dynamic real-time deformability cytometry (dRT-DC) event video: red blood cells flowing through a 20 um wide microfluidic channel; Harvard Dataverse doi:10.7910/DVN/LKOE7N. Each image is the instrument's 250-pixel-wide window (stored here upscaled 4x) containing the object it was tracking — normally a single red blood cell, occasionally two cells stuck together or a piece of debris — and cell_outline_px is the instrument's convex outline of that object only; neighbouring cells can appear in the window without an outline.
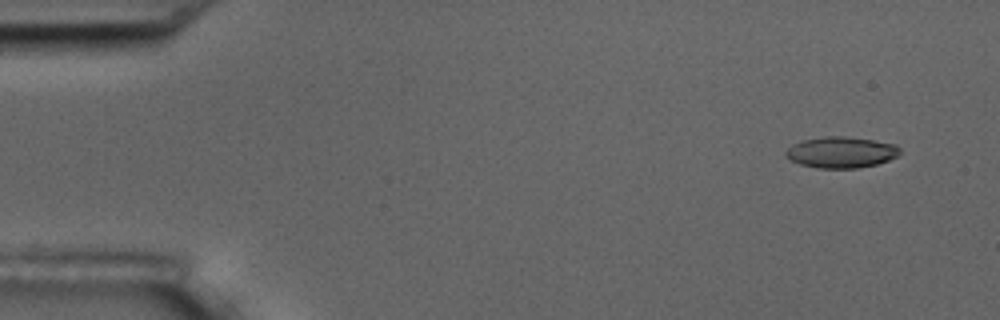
{"species": "common noctule bat (a hibernating species)", "species_latin": "Nyctalus noctula", "temperature_condition": "room temperature", "stored_images_in_passage": 9, "camera_frame_rate_fps": 3000, "um_per_image_px": 0.085, "animal": {"sex": "male", "body_mass_g": 17.5, "forearm_length_mm": 52.3}, "frame": {"image": 1, "passage_image": 1, "time_ms": 0.0, "image_size_px": [1000, 320], "cell_outline_px": [[900, 156], [876, 164], [856, 168], [816, 168], [800, 164], [784, 156], [784, 152], [792, 144], [804, 140], [824, 136], [844, 136], [872, 140], [896, 144], [900, 148]], "centroid_in_image_um": [71.5, 12.94], "position_along_channel_um": 13.5, "area_um2": 20.75}}
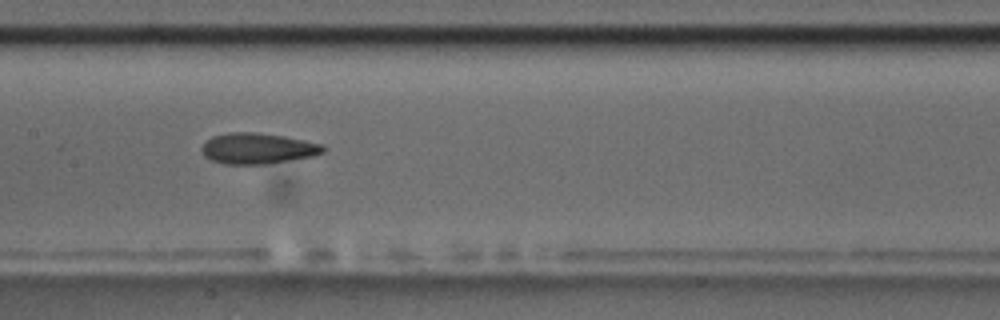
{"frame": {"image": 2, "passage_image": 8, "time_ms": 8.0, "image_size_px": [1000, 320], "cell_outline_px": [[328, 148], [324, 152], [308, 156], [264, 164], [224, 164], [212, 160], [204, 156], [200, 148], [212, 136], [228, 132], [256, 132], [284, 136], [324, 144]], "centroid_in_image_um": [21.89, 12.6], "position_along_channel_um": 185.5, "area_um2": 21.68}}
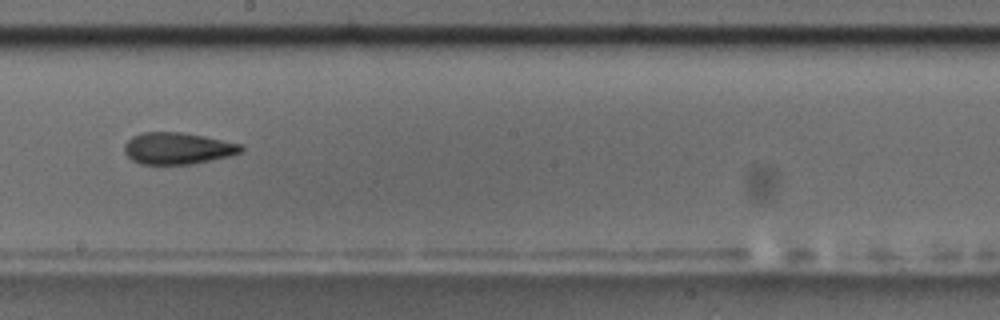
{"frame": {"image": 3, "passage_image": 9, "time_ms": 9.333, "image_size_px": [1000, 320], "cell_outline_px": [[244, 148], [240, 152], [228, 156], [192, 164], [140, 164], [132, 160], [124, 152], [124, 144], [132, 136], [140, 132], [180, 132], [204, 136], [244, 144]], "centroid_in_image_um": [15.09, 12.6], "position_along_channel_um": 233.1, "area_um2": 21.62}}